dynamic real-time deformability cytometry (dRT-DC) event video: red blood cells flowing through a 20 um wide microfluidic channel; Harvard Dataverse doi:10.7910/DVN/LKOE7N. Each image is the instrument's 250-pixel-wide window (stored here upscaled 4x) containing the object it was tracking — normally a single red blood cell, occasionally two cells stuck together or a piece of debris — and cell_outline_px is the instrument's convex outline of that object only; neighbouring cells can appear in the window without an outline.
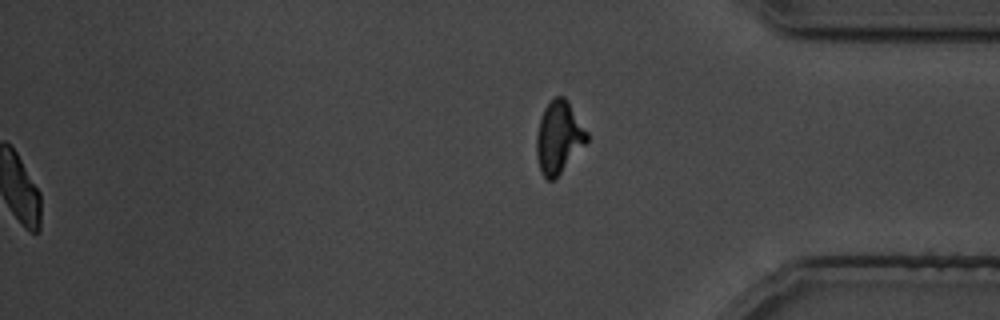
{"species": "common noctule bat (a hibernating species)", "species_latin": "Nyctalus noctula", "temperature_condition": "cold", "stored_images_in_passage": 42, "segment_of_instrument_passage": [2, 2], "camera_frame_rate_fps": 3000, "um_per_image_px": 0.085, "animal": {"sex": "male", "body_mass_g": 19.5, "forearm_length_mm": 54.6}, "frame": {"image": 1, "passage_image": 42, "time_ms": 47.0, "image_size_px": [1000, 320], "cell_outline_px": [[588, 140], [556, 180], [548, 180], [540, 172], [536, 156], [536, 136], [540, 120], [544, 108], [556, 96], [564, 96], [568, 100], [588, 132]], "centroid_in_image_um": [47.49, 11.7], "position_along_channel_um": 387.7, "area_um2": 21.33}}